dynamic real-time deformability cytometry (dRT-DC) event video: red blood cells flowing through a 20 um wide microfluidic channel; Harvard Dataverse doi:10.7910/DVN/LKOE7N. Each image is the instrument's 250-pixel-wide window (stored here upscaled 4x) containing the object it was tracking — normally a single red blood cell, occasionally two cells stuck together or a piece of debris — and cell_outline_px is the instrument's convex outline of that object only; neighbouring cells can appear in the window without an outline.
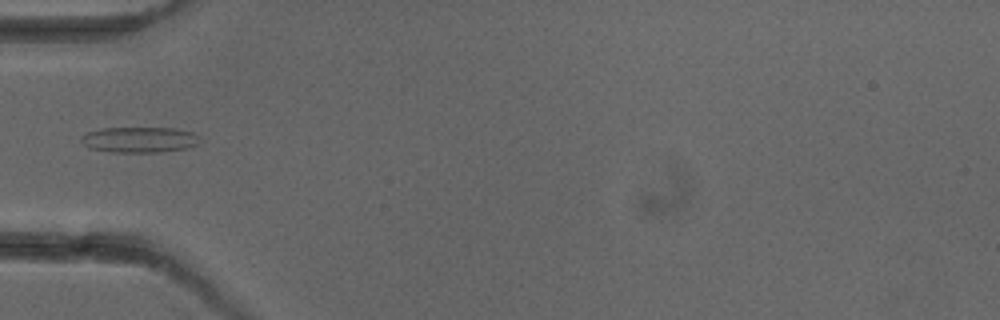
{"species": "common noctule bat (a hibernating species)", "species_latin": "Nyctalus noctula", "temperature_condition": "cold", "stored_images_in_passage": 5, "camera_frame_rate_fps": 3000, "um_per_image_px": 0.085, "animal": {"sex": "female"}, "frame": {"image": 1, "passage_image": 5, "time_ms": 4.667, "image_size_px": [1000, 320], "cell_outline_px": [[200, 136], [196, 144], [184, 148], [160, 152], [112, 152], [88, 148], [80, 140], [80, 136], [88, 132], [100, 128], [176, 128], [192, 132]], "centroid_in_image_um": [11.8, 11.87], "position_along_channel_um": 73.2, "area_um2": 17.69}}